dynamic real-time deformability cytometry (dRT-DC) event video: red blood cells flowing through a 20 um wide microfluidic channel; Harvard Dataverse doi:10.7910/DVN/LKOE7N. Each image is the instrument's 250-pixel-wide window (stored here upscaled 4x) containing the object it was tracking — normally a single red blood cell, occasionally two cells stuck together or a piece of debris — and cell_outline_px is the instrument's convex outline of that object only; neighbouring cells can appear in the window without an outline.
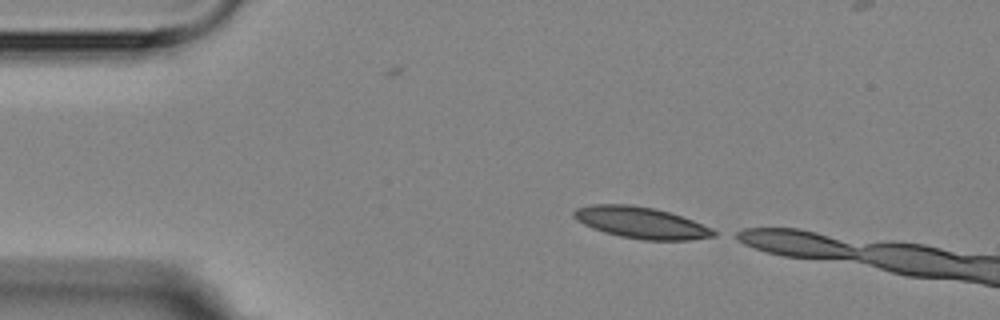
{"species": "Egyptian fruit bat (a non-hibernating species)", "species_latin": "Rousettus aegyptiacus", "temperature_condition": "room temperature", "stored_images_in_passage": 2, "camera_frame_rate_fps": 3000, "um_per_image_px": 0.085, "animal": {"sex": "female"}, "frame": {"image": 1, "passage_image": 2, "time_ms": 1.0, "image_size_px": [1000, 320], "cell_outline_px": [[720, 232], [716, 236], [688, 240], [644, 240], [620, 236], [604, 232], [592, 228], [576, 220], [572, 216], [572, 212], [576, 208], [592, 204], [632, 204], [652, 208], [668, 212], [692, 220], [712, 228]], "centroid_in_image_um": [54.49, 18.93], "position_along_channel_um": 30.5, "area_um2": 25.66}}